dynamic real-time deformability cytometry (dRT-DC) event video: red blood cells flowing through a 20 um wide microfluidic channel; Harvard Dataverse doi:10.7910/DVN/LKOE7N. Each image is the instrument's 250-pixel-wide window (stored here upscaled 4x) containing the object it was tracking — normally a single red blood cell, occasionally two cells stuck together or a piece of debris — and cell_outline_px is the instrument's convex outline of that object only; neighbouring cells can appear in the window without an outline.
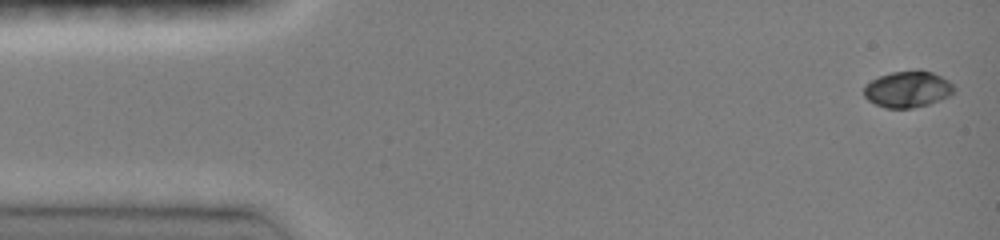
{"species": "common noctule bat (a hibernating species)", "species_latin": "Nyctalus noctula", "temperature_condition": "room temperature", "stored_images_in_passage": 7, "camera_frame_rate_fps": 3000, "um_per_image_px": 0.085, "animal": {"sex": "female", "body_mass_g": 19.0, "forearm_length_mm": 51.5}, "frame": {"image": 1, "passage_image": 1, "time_ms": 0.0, "image_size_px": [1000, 240], "cell_outline_px": [[956, 88], [948, 96], [940, 100], [928, 104], [912, 108], [884, 108], [868, 100], [864, 96], [864, 84], [880, 76], [892, 72], [920, 68], [932, 72], [948, 80]], "centroid_in_image_um": [77.15, 7.56], "position_along_channel_um": 7.9, "area_um2": 19.25}}
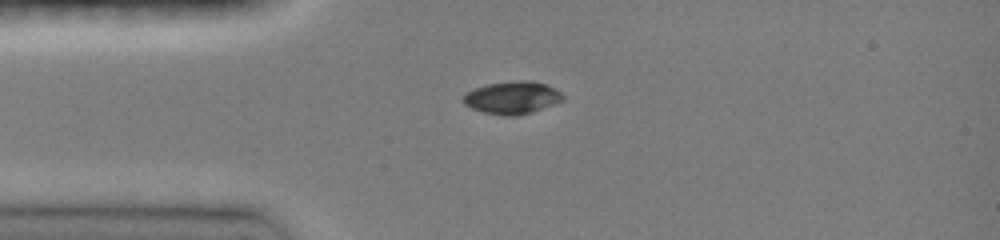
{"frame": {"image": 2, "passage_image": 6, "time_ms": 1.667, "image_size_px": [1000, 240], "cell_outline_px": [[564, 100], [532, 112], [516, 116], [504, 116], [484, 112], [472, 108], [464, 104], [460, 100], [468, 92], [476, 88], [488, 84], [520, 80], [532, 80], [556, 88], [564, 96]], "centroid_in_image_um": [43.55, 8.3], "position_along_channel_um": 41.4, "area_um2": 18.84}}